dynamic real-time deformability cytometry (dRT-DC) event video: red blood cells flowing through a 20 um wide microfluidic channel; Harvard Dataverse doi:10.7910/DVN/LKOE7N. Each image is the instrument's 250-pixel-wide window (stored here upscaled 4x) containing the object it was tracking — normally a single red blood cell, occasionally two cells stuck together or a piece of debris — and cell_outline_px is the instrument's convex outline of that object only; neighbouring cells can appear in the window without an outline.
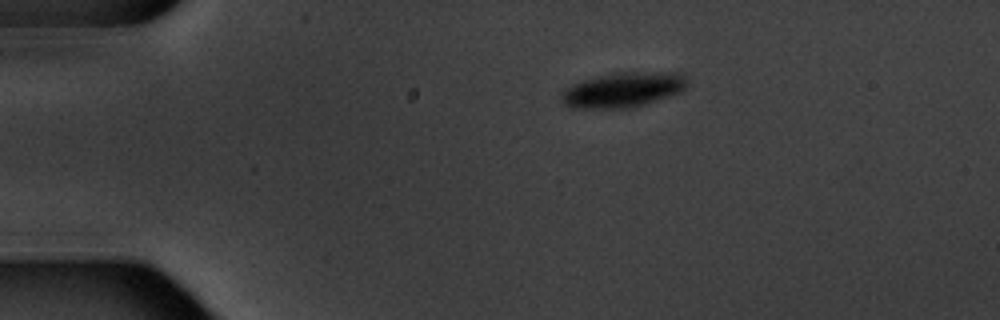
{"species": "common noctule bat (a hibernating species)", "species_latin": "Nyctalus noctula", "temperature_condition": "warm", "stored_images_in_passage": 2, "camera_frame_rate_fps": 3000, "um_per_image_px": 0.085, "animal": {"sex": "male", "body_mass_g": 20.1, "forearm_length_mm": 53.5}, "frame": {"image": 1, "passage_image": 1, "time_ms": 0.0, "image_size_px": [1000, 320], "cell_outline_px": [[684, 88], [680, 92], [644, 104], [628, 108], [576, 108], [564, 104], [564, 92], [572, 84], [584, 80], [612, 72], [680, 72], [684, 76]], "centroid_in_image_um": [52.98, 7.62], "position_along_channel_um": 32.0, "area_um2": 25.03}}